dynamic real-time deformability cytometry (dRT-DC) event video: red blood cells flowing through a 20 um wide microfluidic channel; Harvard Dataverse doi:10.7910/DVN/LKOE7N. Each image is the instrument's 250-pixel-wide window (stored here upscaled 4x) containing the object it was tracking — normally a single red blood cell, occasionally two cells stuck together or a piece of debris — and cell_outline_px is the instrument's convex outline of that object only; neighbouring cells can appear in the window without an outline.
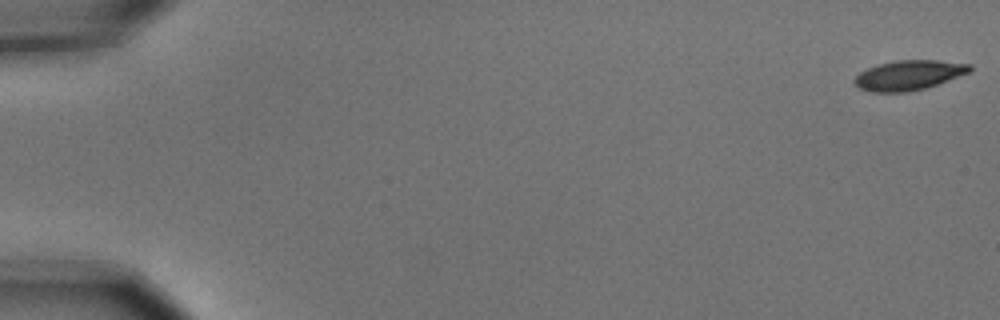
{"species": "common noctule bat (a hibernating species)", "species_latin": "Nyctalus noctula", "temperature_condition": "cold", "stored_images_in_passage": 15, "camera_frame_rate_fps": 3000, "um_per_image_px": 0.085, "animal": {"sex": "male", "body_mass_g": 15.6}, "frame": {"image": 1, "passage_image": 1, "time_ms": 0.0, "image_size_px": [1000, 320], "cell_outline_px": [[972, 68], [968, 72], [948, 80], [924, 88], [908, 92], [872, 92], [860, 88], [852, 80], [860, 72], [868, 68], [880, 64], [896, 60], [936, 60], [972, 64]], "centroid_in_image_um": [77.23, 6.38], "position_along_channel_um": 7.8, "area_um2": 19.77}}
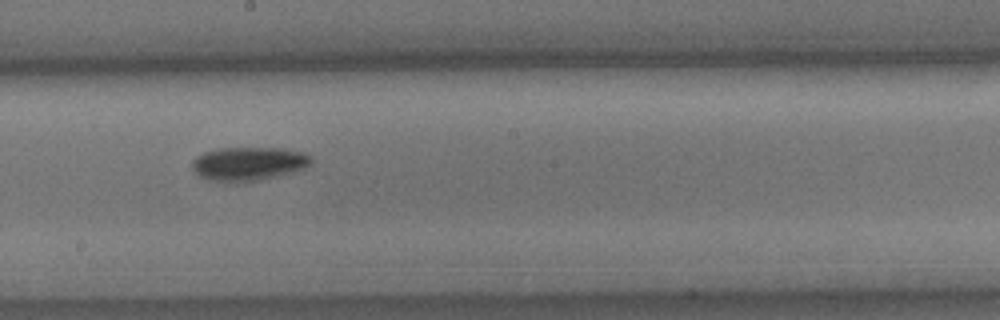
{"frame": {"image": 2, "passage_image": 9, "time_ms": 2.667, "image_size_px": [1000, 320], "cell_outline_px": [[312, 160], [308, 164], [292, 172], [260, 180], [236, 184], [208, 180], [200, 176], [192, 168], [192, 160], [196, 156], [204, 152], [220, 148], [280, 148], [304, 152], [312, 156]], "centroid_in_image_um": [21.07, 13.93], "position_along_channel_um": 227.1, "area_um2": 23.52}}
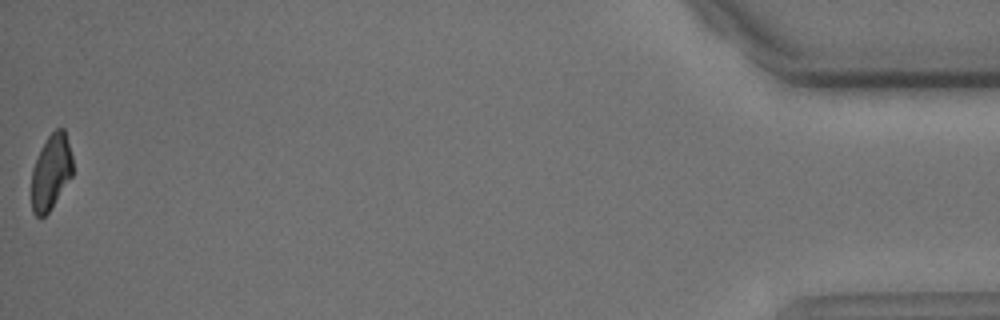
{"frame": {"image": 3, "passage_image": 15, "time_ms": 4.667, "image_size_px": [1000, 320], "cell_outline_px": [[72, 176], [48, 212], [44, 216], [36, 216], [32, 212], [32, 168], [40, 148], [48, 136], [56, 128], [64, 128], [72, 156]], "centroid_in_image_um": [4.33, 14.6], "position_along_channel_um": 430.9, "area_um2": 17.92}}